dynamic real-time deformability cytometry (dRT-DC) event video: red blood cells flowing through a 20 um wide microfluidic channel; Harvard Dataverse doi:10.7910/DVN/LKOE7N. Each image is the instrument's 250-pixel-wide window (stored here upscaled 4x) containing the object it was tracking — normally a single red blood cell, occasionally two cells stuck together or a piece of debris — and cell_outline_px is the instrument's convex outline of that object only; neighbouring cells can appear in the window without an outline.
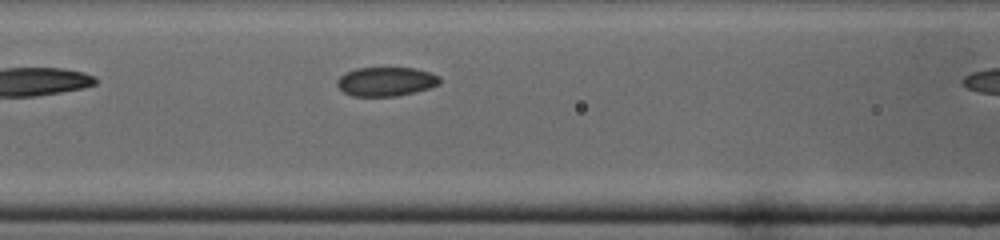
{"species": "common noctule bat (a hibernating species)", "species_latin": "Nyctalus noctula", "temperature_condition": "cold", "stored_images_in_passage": 7, "camera_frame_rate_fps": 3000, "um_per_image_px": 0.085, "animal": {"sex": "male", "body_mass_g": 19.0, "forearm_length_mm": 50.8}, "frame": {"image": 1, "passage_image": 6, "time_ms": 1.667, "image_size_px": [1000, 240], "cell_outline_px": [[440, 84], [428, 88], [396, 96], [352, 96], [344, 92], [336, 84], [336, 80], [340, 76], [356, 68], [416, 68], [440, 76]], "centroid_in_image_um": [32.8, 6.93], "position_along_channel_um": 133.8, "area_um2": 17.22}}